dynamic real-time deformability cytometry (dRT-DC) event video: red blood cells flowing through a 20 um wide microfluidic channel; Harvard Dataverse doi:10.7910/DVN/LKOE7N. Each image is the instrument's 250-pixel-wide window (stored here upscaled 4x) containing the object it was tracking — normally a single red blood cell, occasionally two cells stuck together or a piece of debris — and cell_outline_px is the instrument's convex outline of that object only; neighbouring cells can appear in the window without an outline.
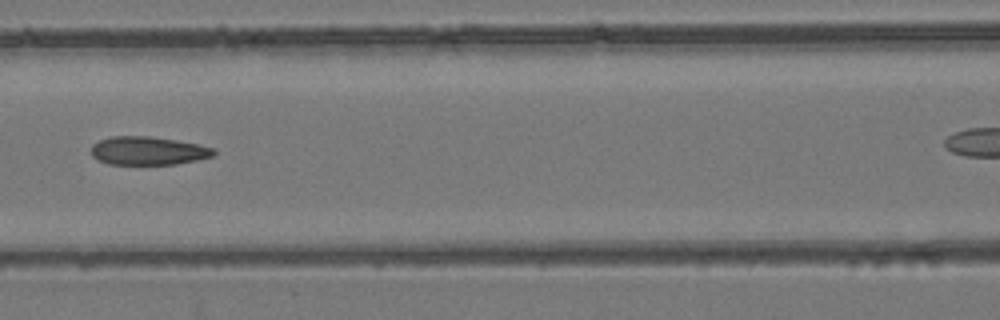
{"species": "common noctule bat (a hibernating species)", "species_latin": "Nyctalus noctula", "temperature_condition": "room temperature", "stored_images_in_passage": 9, "segment_of_instrument_passage": [1, 2], "camera_frame_rate_fps": 3000, "um_per_image_px": 0.085, "animal": {"sex": "female", "body_mass_g": 24.6, "forearm_length_mm": 56.2}, "frame": {"image": 1, "passage_image": 7, "time_ms": 2.0, "image_size_px": [1000, 320], "cell_outline_px": [[216, 152], [212, 156], [196, 160], [176, 164], [108, 164], [92, 156], [92, 144], [108, 136], [152, 136], [176, 140], [196, 144], [212, 148]], "centroid_in_image_um": [12.55, 12.81], "position_along_channel_um": 154.0, "area_um2": 20.11}}
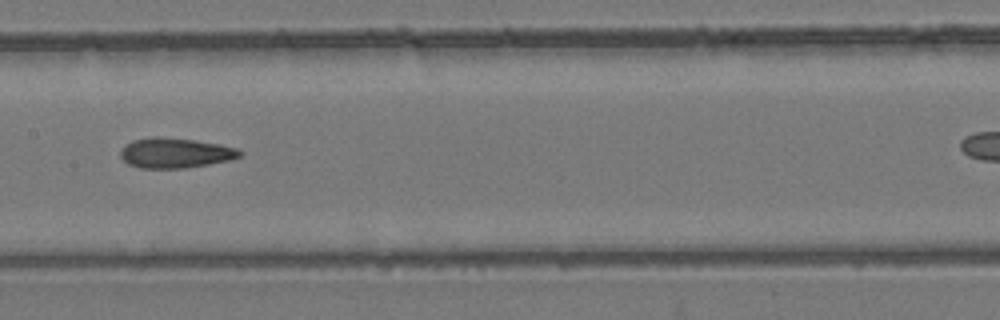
{"frame": {"image": 2, "passage_image": 8, "time_ms": 2.333, "image_size_px": [1000, 320], "cell_outline_px": [[244, 152], [240, 156], [232, 160], [184, 168], [140, 168], [128, 164], [120, 156], [120, 152], [132, 140], [152, 136], [156, 136], [192, 140], [220, 144], [236, 148]], "centroid_in_image_um": [14.92, 13.0], "position_along_channel_um": 192.5, "area_um2": 20.81}}